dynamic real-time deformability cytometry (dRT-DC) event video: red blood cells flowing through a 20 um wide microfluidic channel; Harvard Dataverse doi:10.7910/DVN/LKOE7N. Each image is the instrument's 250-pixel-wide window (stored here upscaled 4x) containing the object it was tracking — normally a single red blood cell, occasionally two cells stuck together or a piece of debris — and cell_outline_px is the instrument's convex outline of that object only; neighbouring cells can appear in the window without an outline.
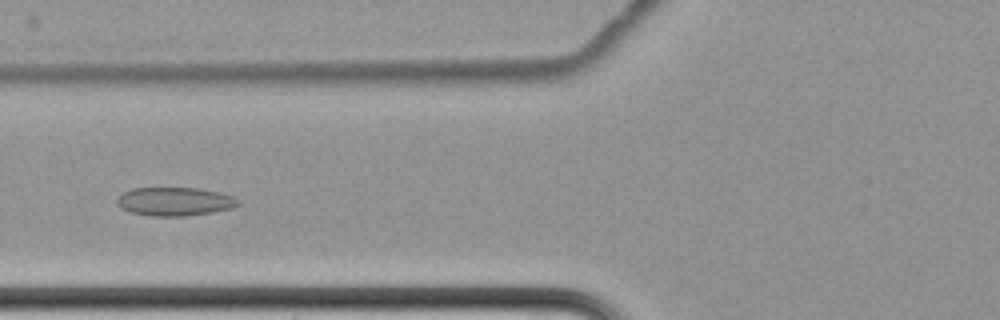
{"species": "common noctule bat (a hibernating species)", "species_latin": "Nyctalus noctula", "temperature_condition": "cold", "stored_images_in_passage": 9, "camera_frame_rate_fps": 3000, "um_per_image_px": 0.085, "animal": {"sex": "female", "body_mass_g": 22.7, "forearm_length_mm": 54.2}, "frame": {"image": 1, "passage_image": 8, "time_ms": 9.0, "image_size_px": [1000, 320], "cell_outline_px": [[240, 204], [232, 208], [212, 212], [184, 216], [152, 216], [132, 212], [120, 208], [116, 204], [116, 200], [124, 192], [132, 188], [196, 188], [220, 192], [232, 196], [240, 200]], "centroid_in_image_um": [14.86, 17.13], "position_along_channel_um": 110.9, "area_um2": 20.11}}
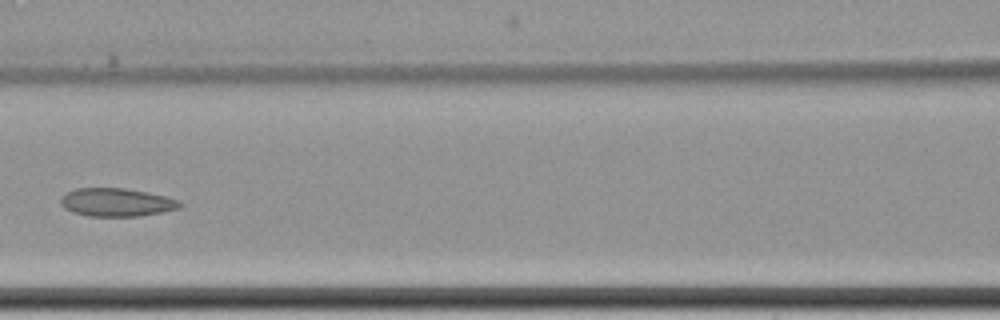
{"frame": {"image": 2, "passage_image": 9, "time_ms": 10.333, "image_size_px": [1000, 320], "cell_outline_px": [[184, 204], [180, 208], [140, 216], [88, 216], [72, 212], [64, 208], [60, 204], [60, 200], [68, 192], [76, 188], [124, 188], [148, 192], [180, 200]], "centroid_in_image_um": [9.93, 17.2], "position_along_channel_um": 156.7, "area_um2": 19.59}}